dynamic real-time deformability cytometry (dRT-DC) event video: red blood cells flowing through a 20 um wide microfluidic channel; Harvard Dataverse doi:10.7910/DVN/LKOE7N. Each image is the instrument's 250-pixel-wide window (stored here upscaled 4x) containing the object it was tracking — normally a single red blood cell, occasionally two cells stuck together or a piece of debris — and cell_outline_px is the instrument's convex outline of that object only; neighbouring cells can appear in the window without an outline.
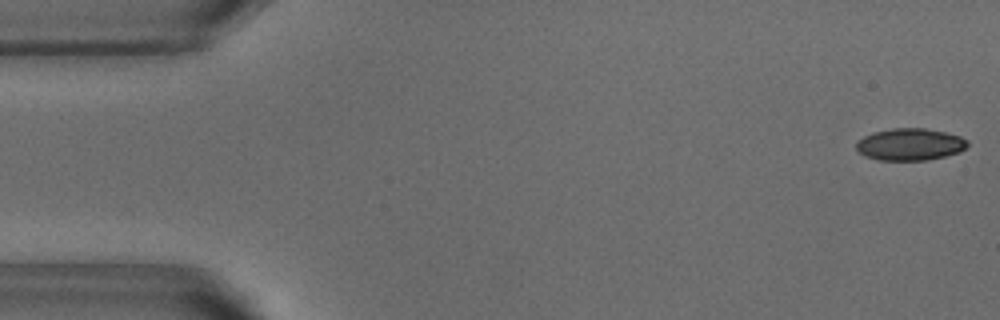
{"species": "common noctule bat (a hibernating species)", "species_latin": "Nyctalus noctula", "temperature_condition": "warm", "stored_images_in_passage": 52, "camera_frame_rate_fps": 3000, "um_per_image_px": 0.085, "animal": {"sex": "male", "body_mass_g": 18.8}, "frame": {"image": 1, "passage_image": 1, "time_ms": 0.0, "image_size_px": [1000, 320], "cell_outline_px": [[968, 144], [960, 152], [944, 156], [924, 160], [880, 160], [864, 156], [856, 148], [856, 140], [872, 132], [892, 128], [924, 128], [944, 132], [960, 136], [968, 140]], "centroid_in_image_um": [77.32, 12.26], "position_along_channel_um": 7.7, "area_um2": 20.75}}
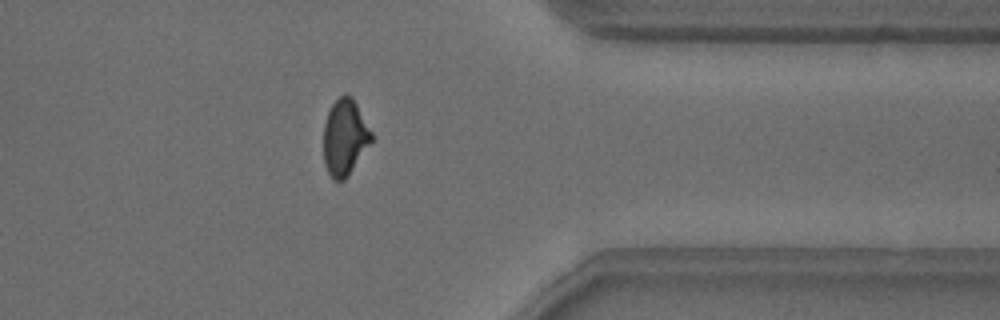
{"frame": {"image": 2, "passage_image": 41, "time_ms": 13.333, "image_size_px": [1000, 320], "cell_outline_px": [[372, 140], [348, 176], [344, 180], [332, 180], [324, 164], [324, 124], [328, 112], [332, 104], [344, 92], [348, 92], [352, 96], [372, 132]], "centroid_in_image_um": [29.3, 11.65], "position_along_channel_um": 382.1, "area_um2": 21.21}}
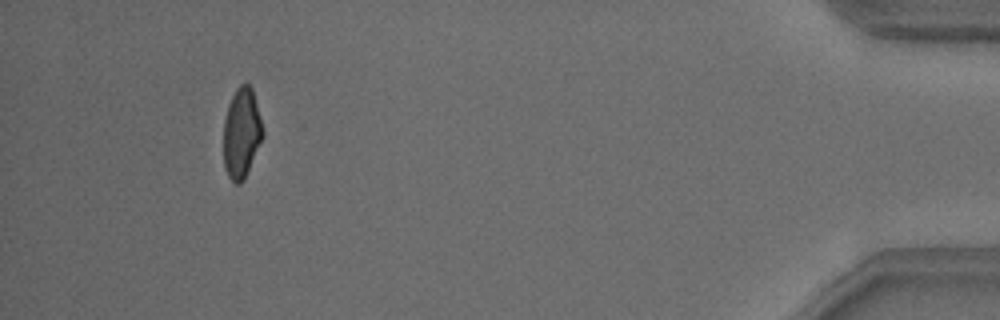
{"frame": {"image": 3, "passage_image": 48, "time_ms": 15.667, "image_size_px": [1000, 320], "cell_outline_px": [[264, 136], [244, 180], [240, 184], [236, 184], [228, 176], [224, 168], [224, 120], [228, 104], [236, 88], [240, 84], [248, 84], [252, 88], [264, 132]], "centroid_in_image_um": [20.53, 11.33], "position_along_channel_um": 414.7, "area_um2": 20.63}, "authors_computed_cell_mechanics": {"area_um2": 21.9062, "velocity_mm_per_s": 3.8448, "shape_relaxation_time_tau1_ms": 6.3112, "shape_relaxation_time_tau2_ms": 2.0423, "deformation_change_tau1": 0.1613, "deformation_change_tau2": 0.0826}}